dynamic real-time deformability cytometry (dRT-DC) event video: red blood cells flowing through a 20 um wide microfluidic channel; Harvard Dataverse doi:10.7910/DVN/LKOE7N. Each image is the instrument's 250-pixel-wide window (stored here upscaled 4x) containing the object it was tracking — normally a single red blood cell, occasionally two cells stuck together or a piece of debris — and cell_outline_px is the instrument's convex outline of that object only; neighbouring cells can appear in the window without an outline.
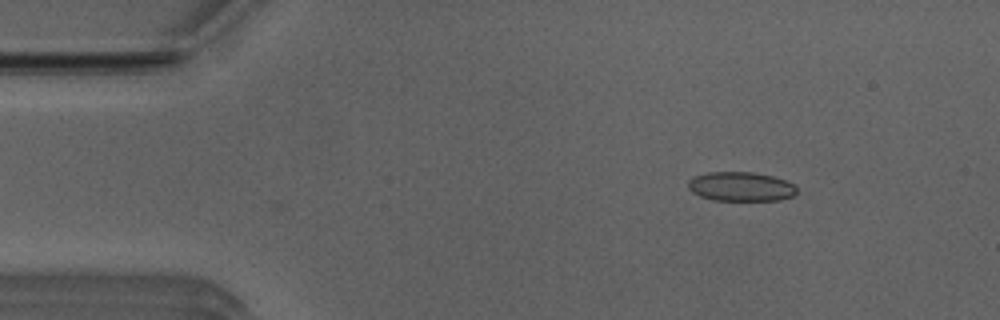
{"species": "Egyptian fruit bat (a non-hibernating species)", "species_latin": "Rousettus aegyptiacus", "temperature_condition": "room temperature", "stored_images_in_passage": 3, "camera_frame_rate_fps": 3000, "um_per_image_px": 0.085, "animal": {"sex": "male"}, "frame": {"image": 1, "passage_image": 1, "time_ms": 0.0, "image_size_px": [1000, 320], "cell_outline_px": [[796, 192], [792, 196], [780, 200], [712, 200], [700, 196], [692, 192], [688, 188], [688, 180], [692, 176], [708, 172], [752, 172], [772, 176], [784, 180], [792, 184], [796, 188]], "centroid_in_image_um": [62.92, 15.85], "position_along_channel_um": 22.1, "area_um2": 18.5}}